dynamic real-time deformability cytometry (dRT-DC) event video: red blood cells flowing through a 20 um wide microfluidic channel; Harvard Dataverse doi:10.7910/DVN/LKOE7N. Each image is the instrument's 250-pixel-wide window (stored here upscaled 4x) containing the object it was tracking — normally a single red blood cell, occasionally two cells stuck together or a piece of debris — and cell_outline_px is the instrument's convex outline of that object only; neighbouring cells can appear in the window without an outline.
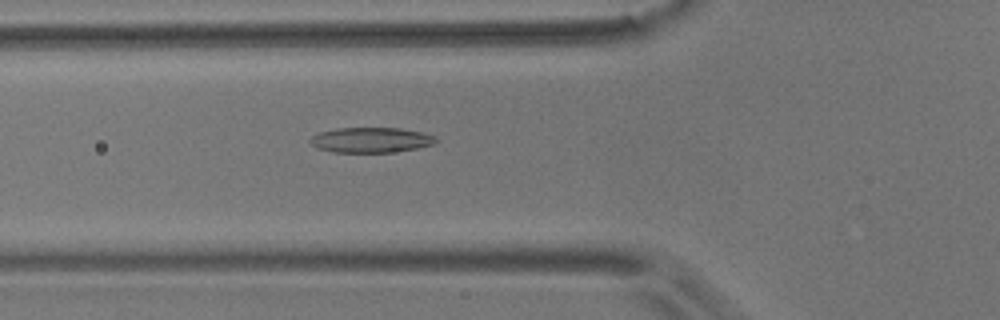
{"species": "common noctule bat (a hibernating species)", "species_latin": "Nyctalus noctula", "temperature_condition": "room temperature", "stored_images_in_passage": 56, "camera_frame_rate_fps": 3000, "um_per_image_px": 0.085, "animal": {"sex": "male", "body_mass_g": 17.9}, "frame": {"image": 1, "passage_image": 20, "time_ms": 6.333, "image_size_px": [1000, 320], "cell_outline_px": [[436, 140], [432, 144], [416, 148], [392, 152], [332, 152], [316, 148], [308, 140], [312, 136], [320, 132], [336, 128], [400, 128], [424, 132], [436, 136]], "centroid_in_image_um": [31.51, 11.89], "position_along_channel_um": 94.3, "area_um2": 18.44}}
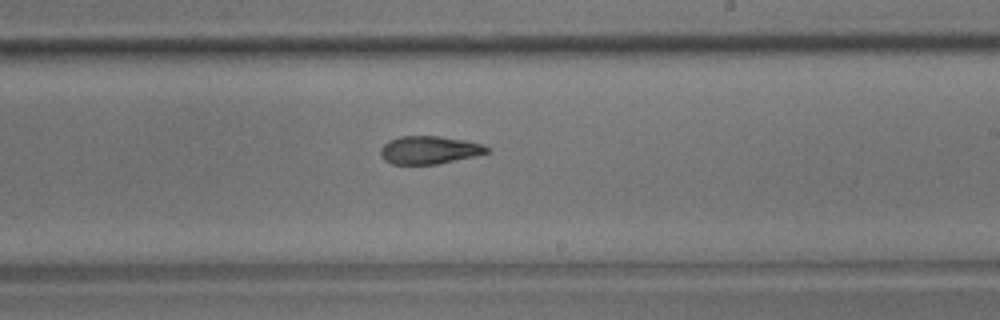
{"frame": {"image": 2, "passage_image": 33, "time_ms": 10.667, "image_size_px": [1000, 320], "cell_outline_px": [[492, 152], [476, 156], [436, 164], [392, 164], [384, 160], [380, 156], [380, 148], [388, 140], [400, 136], [440, 136], [464, 140], [480, 144], [488, 148]], "centroid_in_image_um": [36.46, 12.75], "position_along_channel_um": 252.5, "area_um2": 17.4}}
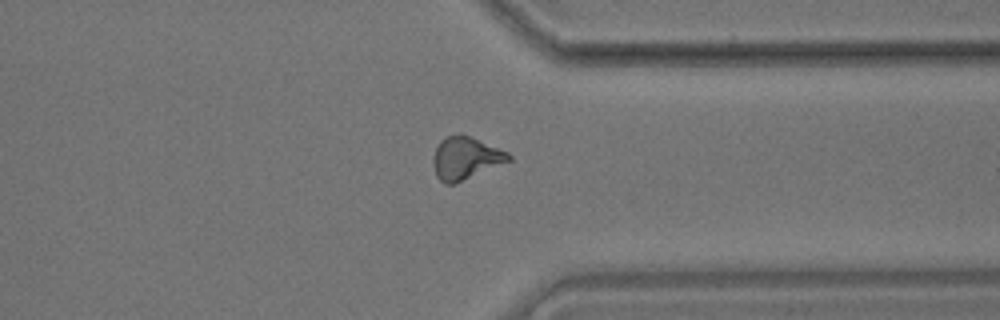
{"frame": {"image": 3, "passage_image": 43, "time_ms": 14.0, "image_size_px": [1000, 320], "cell_outline_px": [[512, 160], [452, 184], [444, 184], [436, 176], [432, 164], [432, 156], [440, 140], [448, 136], [460, 132], [508, 152], [512, 156]], "centroid_in_image_um": [39.54, 13.42], "position_along_channel_um": 371.9, "area_um2": 18.67}, "authors_computed_cell_mechanics": {"area_um2": 18.3515, "velocity_mm_per_s": 3.6421, "shape_relaxation_time_tau1_ms": 8.3659, "shape_relaxation_time_tau2_ms": 5.3382, "deformation_change_tau1": 0.2108, "deformation_change_tau2": 0.1246}}